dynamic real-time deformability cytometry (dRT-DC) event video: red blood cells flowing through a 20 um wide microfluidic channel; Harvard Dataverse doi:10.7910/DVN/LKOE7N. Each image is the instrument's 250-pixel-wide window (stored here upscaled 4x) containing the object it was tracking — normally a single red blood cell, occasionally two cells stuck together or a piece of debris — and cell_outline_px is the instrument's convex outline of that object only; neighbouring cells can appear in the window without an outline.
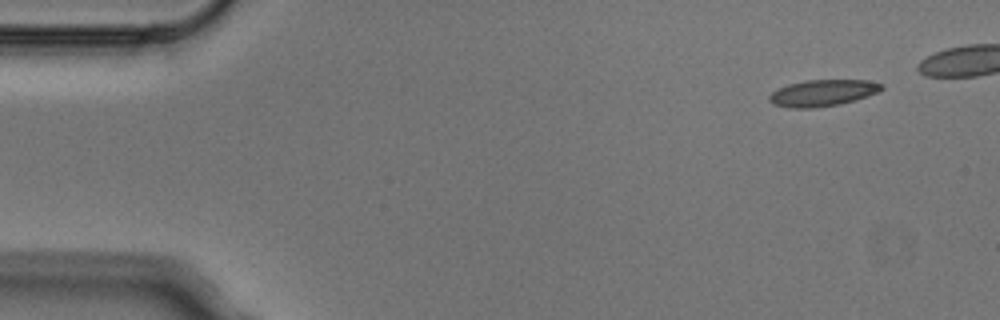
{"species": "Egyptian fruit bat (a non-hibernating species)", "species_latin": "Rousettus aegyptiacus", "temperature_condition": "cold", "stored_images_in_passage": 5, "camera_frame_rate_fps": 3000, "um_per_image_px": 0.085, "animal": {"sex": "male"}, "frame": {"image": 1, "passage_image": 1, "time_ms": 0.0, "image_size_px": [1000, 320], "cell_outline_px": [[884, 88], [868, 96], [856, 100], [840, 104], [816, 108], [788, 108], [772, 104], [768, 100], [768, 96], [772, 92], [788, 84], [808, 80], [868, 80], [884, 84]], "centroid_in_image_um": [69.92, 7.91], "position_along_channel_um": 15.1, "area_um2": 17.46}}
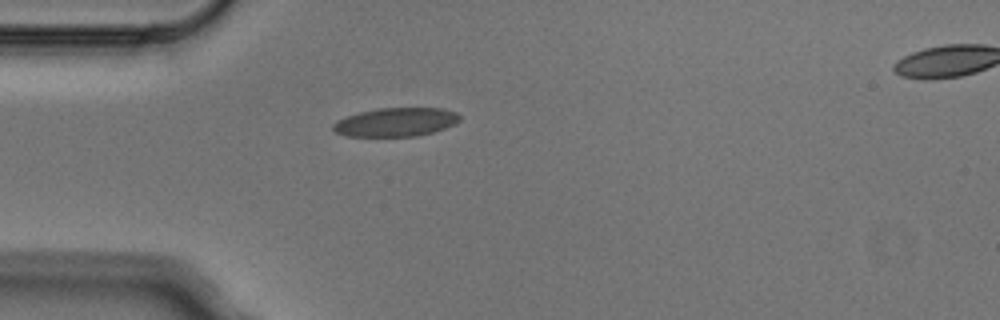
{"frame": {"image": 2, "passage_image": 5, "time_ms": 1.333, "image_size_px": [1000, 320], "cell_outline_px": [[460, 120], [456, 124], [432, 132], [416, 136], [344, 136], [336, 132], [332, 128], [332, 124], [336, 120], [360, 112], [376, 108], [444, 108], [456, 112], [460, 116]], "centroid_in_image_um": [33.65, 10.37], "position_along_channel_um": 51.4, "area_um2": 21.21}}